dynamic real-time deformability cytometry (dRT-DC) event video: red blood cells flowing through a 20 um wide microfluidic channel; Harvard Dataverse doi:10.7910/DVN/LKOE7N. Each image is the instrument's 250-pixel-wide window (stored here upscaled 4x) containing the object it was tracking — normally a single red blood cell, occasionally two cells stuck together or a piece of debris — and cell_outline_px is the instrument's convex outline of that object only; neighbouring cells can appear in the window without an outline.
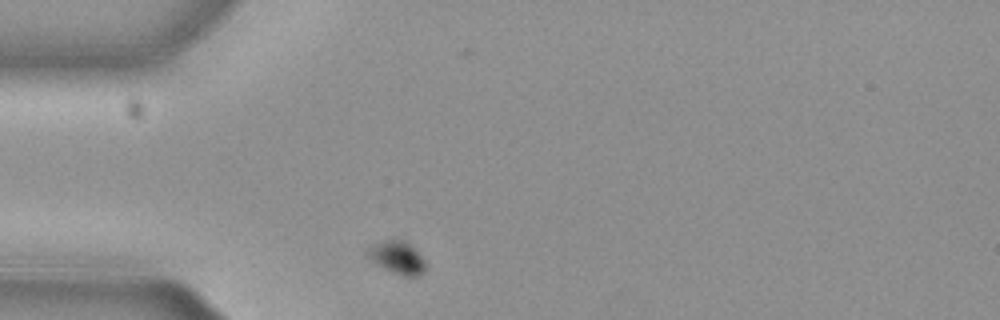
{"species": "common noctule bat (a hibernating species)", "species_latin": "Nyctalus noctula", "temperature_condition": "cold", "stored_images_in_passage": 32, "camera_frame_rate_fps": 3000, "um_per_image_px": 0.085, "animal": {"sex": "female", "body_mass_g": 29.2, "forearm_length_mm": 56.3}, "frame": {"image": 1, "passage_image": 1, "time_ms": 0.0, "image_size_px": [1000, 320], "cell_outline_px": [[424, 272], [420, 276], [404, 276], [392, 272], [376, 264], [364, 252], [372, 244], [392, 236], [408, 240], [412, 244], [424, 260]], "centroid_in_image_um": [33.74, 21.81], "position_along_channel_um": 51.3, "area_um2": 11.56}}
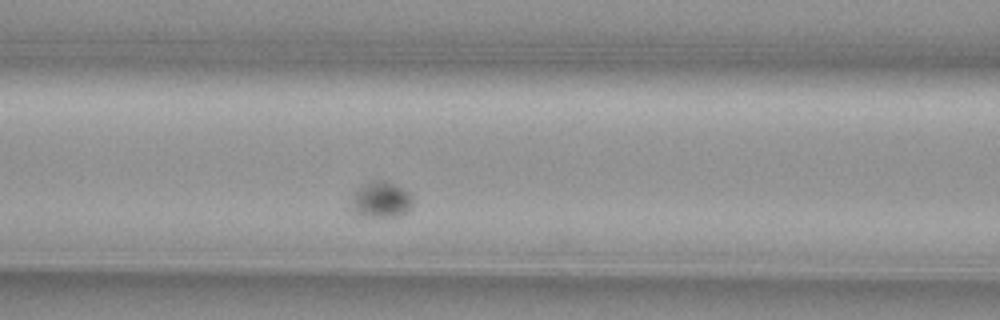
{"frame": {"image": 2, "passage_image": 9, "time_ms": 2.667, "image_size_px": [1000, 320], "cell_outline_px": [[412, 208], [400, 216], [356, 216], [348, 208], [352, 196], [356, 188], [368, 180], [384, 180], [396, 184], [408, 192], [412, 196]], "centroid_in_image_um": [32.31, 16.97], "position_along_channel_um": 134.3, "area_um2": 13.47}}
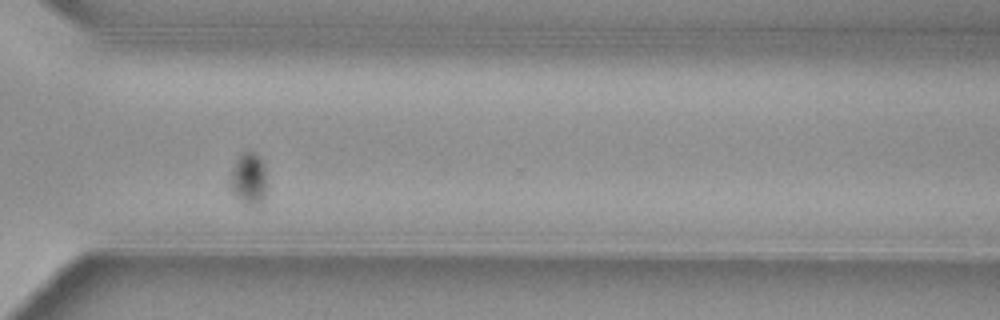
{"frame": {"image": 3, "passage_image": 27, "time_ms": 8.667, "image_size_px": [1000, 320], "cell_outline_px": [[268, 196], [260, 208], [252, 208], [244, 204], [228, 188], [228, 180], [232, 168], [236, 160], [244, 152], [256, 152], [264, 164], [268, 184]], "centroid_in_image_um": [21.19, 15.31], "position_along_channel_um": 349.4, "area_um2": 12.14}}